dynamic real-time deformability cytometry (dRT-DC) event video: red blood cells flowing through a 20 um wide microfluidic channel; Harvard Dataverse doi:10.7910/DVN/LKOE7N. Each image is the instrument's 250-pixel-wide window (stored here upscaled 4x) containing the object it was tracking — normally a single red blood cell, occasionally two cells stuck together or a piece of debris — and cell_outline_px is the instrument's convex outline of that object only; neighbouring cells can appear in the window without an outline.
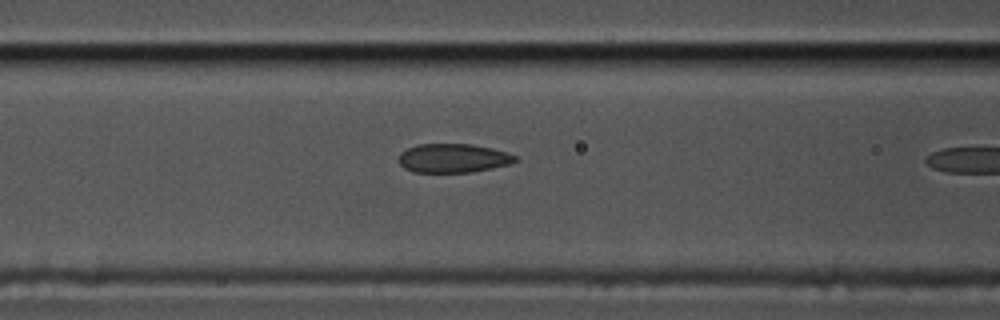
{"species": "common noctule bat (a hibernating species)", "species_latin": "Nyctalus noctula", "temperature_condition": "cold", "stored_images_in_passage": 11, "camera_frame_rate_fps": 3000, "um_per_image_px": 0.085, "animal": {"sex": "male", "body_mass_g": 17.5, "forearm_length_mm": 52.3}, "frame": {"image": 1, "passage_image": 10, "time_ms": 3.0, "image_size_px": [1000, 320], "cell_outline_px": [[516, 160], [508, 164], [492, 168], [472, 172], [412, 172], [404, 168], [400, 164], [400, 152], [408, 148], [420, 144], [472, 144], [492, 148], [508, 152], [516, 156]], "centroid_in_image_um": [38.51, 13.44], "position_along_channel_um": 128.1, "area_um2": 19.54}}